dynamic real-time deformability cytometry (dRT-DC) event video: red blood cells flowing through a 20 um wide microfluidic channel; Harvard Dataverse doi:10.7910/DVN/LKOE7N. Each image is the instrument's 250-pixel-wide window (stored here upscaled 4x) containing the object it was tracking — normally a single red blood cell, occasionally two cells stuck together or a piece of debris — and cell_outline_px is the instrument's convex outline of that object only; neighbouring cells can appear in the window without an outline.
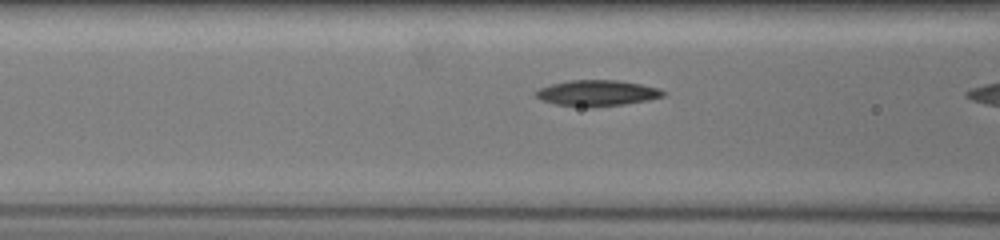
{"species": "common noctule bat (a hibernating species)", "species_latin": "Nyctalus noctula", "temperature_condition": "warm", "stored_images_in_passage": 10, "camera_frame_rate_fps": 3000, "um_per_image_px": 0.085, "animal": {"sex": "female", "body_mass_g": 19.5, "forearm_length_mm": 54.1}, "frame": {"image": 1, "passage_image": 9, "time_ms": 2.667, "image_size_px": [1000, 240], "cell_outline_px": [[664, 96], [648, 100], [624, 104], [556, 104], [544, 100], [536, 96], [532, 92], [540, 88], [552, 84], [568, 80], [616, 80], [640, 84], [656, 88], [664, 92]], "centroid_in_image_um": [50.74, 7.86], "position_along_channel_um": 115.9, "area_um2": 18.09}}